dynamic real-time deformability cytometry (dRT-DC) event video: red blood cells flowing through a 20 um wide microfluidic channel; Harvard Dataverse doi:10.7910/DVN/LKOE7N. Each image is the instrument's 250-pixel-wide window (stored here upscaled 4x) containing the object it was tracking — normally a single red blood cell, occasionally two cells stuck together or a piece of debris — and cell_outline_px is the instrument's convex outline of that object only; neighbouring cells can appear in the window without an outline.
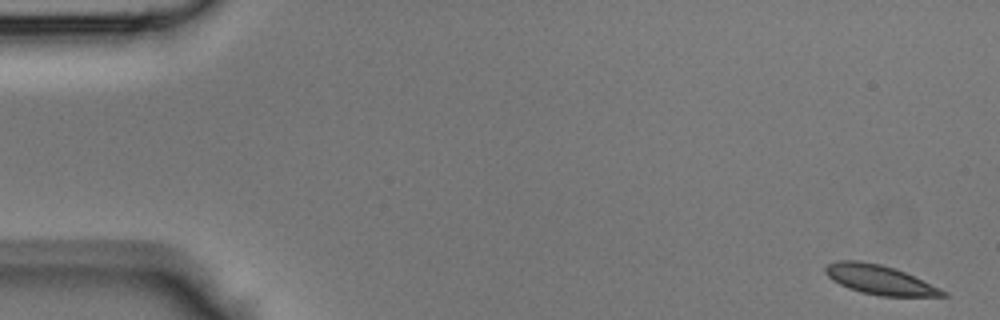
{"species": "Egyptian fruit bat (a non-hibernating species)", "species_latin": "Rousettus aegyptiacus", "temperature_condition": "room temperature", "stored_images_in_passage": 11, "camera_frame_rate_fps": 3000, "um_per_image_px": 0.085, "animal": {"sex": "male"}, "frame": {"image": 1, "passage_image": 1, "time_ms": 0.0, "image_size_px": [1000, 320], "cell_outline_px": [[948, 296], [880, 296], [860, 292], [848, 288], [832, 280], [824, 272], [824, 268], [828, 264], [840, 260], [860, 260], [880, 264], [896, 268], [940, 288], [948, 292]], "centroid_in_image_um": [74.76, 23.77], "position_along_channel_um": 10.2, "area_um2": 20.11}}